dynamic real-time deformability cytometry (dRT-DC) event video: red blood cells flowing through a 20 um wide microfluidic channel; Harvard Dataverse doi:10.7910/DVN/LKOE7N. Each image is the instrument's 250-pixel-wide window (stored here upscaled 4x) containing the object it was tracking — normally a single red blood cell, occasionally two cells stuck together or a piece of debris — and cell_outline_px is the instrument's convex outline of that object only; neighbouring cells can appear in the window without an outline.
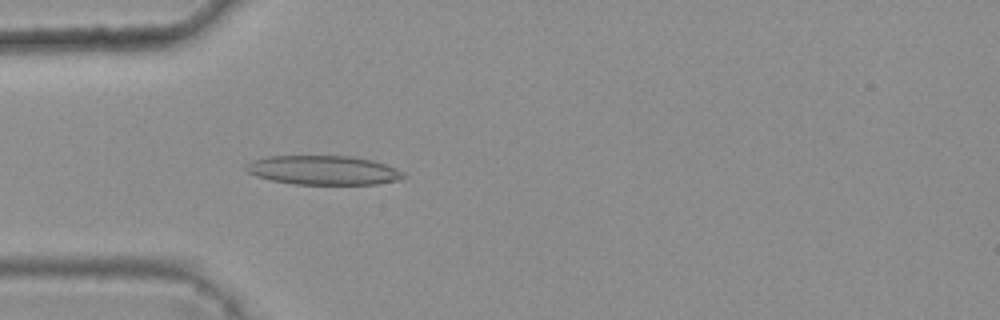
{"species": "common noctule bat (a hibernating species)", "species_latin": "Nyctalus noctula", "temperature_condition": "warm", "stored_images_in_passage": 44, "camera_frame_rate_fps": 3000, "um_per_image_px": 0.085, "animal": {"sex": "female", "body_mass_g": 25.1}, "frame": {"image": 1, "passage_image": 15, "time_ms": 4.667, "image_size_px": [1000, 320], "cell_outline_px": [[408, 176], [400, 180], [376, 184], [292, 184], [272, 180], [256, 176], [248, 172], [244, 168], [244, 164], [252, 160], [268, 156], [352, 156], [372, 160], [384, 164], [404, 172]], "centroid_in_image_um": [27.47, 14.46], "position_along_channel_um": 57.5, "area_um2": 26.88}}
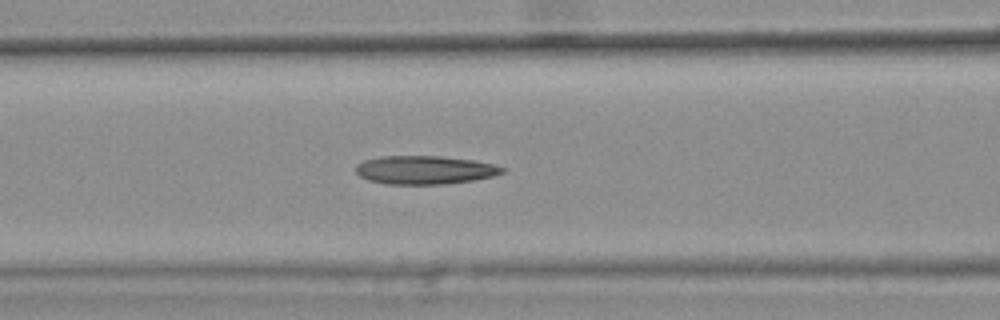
{"frame": {"image": 2, "passage_image": 21, "time_ms": 6.667, "image_size_px": [1000, 320], "cell_outline_px": [[504, 172], [492, 176], [472, 180], [444, 184], [388, 184], [368, 180], [360, 176], [356, 172], [356, 164], [364, 160], [380, 156], [440, 156], [476, 160], [496, 164], [504, 168]], "centroid_in_image_um": [36.1, 14.43], "position_along_channel_um": 130.5, "area_um2": 24.33}}
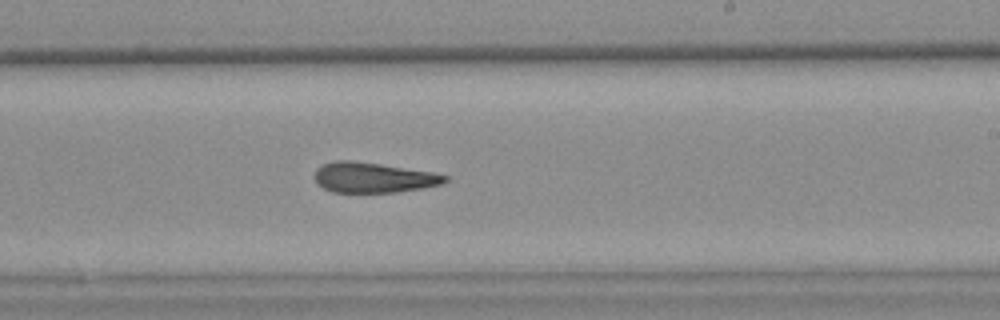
{"frame": {"image": 3, "passage_image": 31, "time_ms": 10.0, "image_size_px": [1000, 320], "cell_outline_px": [[448, 180], [444, 184], [424, 188], [400, 192], [332, 192], [316, 184], [316, 168], [320, 164], [332, 160], [352, 160], [436, 172], [448, 176]], "centroid_in_image_um": [31.76, 15.08], "position_along_channel_um": 257.2, "area_um2": 23.35}, "authors_computed_cell_mechanics": {"area_um2": 24.3049, "velocity_mm_per_s": 3.8176, "shape_relaxation_time_tau1_ms": null, "shape_relaxation_time_tau2_ms": 5.1095, "deformation_change_tau1": null, "deformation_change_tau2": 0.1708}}